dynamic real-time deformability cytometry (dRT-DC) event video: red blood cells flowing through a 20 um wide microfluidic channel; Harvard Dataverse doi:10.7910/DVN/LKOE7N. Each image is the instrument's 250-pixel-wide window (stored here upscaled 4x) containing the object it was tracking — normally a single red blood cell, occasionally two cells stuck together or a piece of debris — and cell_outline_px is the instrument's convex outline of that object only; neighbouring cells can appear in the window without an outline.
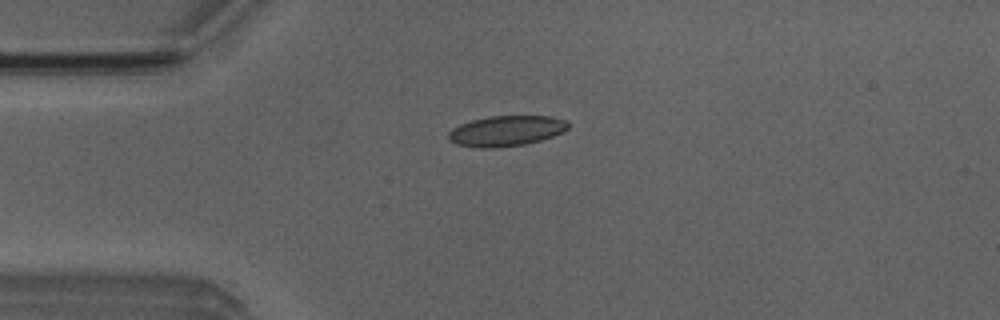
{"species": "Egyptian fruit bat (a non-hibernating species)", "species_latin": "Rousettus aegyptiacus", "temperature_condition": "room temperature", "stored_images_in_passage": 40, "camera_frame_rate_fps": 3000, "um_per_image_px": 0.085, "animal": {"sex": "male"}, "frame": {"image": 1, "passage_image": 1, "time_ms": 0.0, "image_size_px": [1000, 320], "cell_outline_px": [[568, 128], [564, 132], [540, 140], [524, 144], [496, 148], [480, 148], [456, 144], [448, 140], [448, 132], [452, 128], [460, 124], [472, 120], [488, 116], [552, 116], [568, 120]], "centroid_in_image_um": [43.02, 11.12], "position_along_channel_um": 42.0, "area_um2": 21.39}}
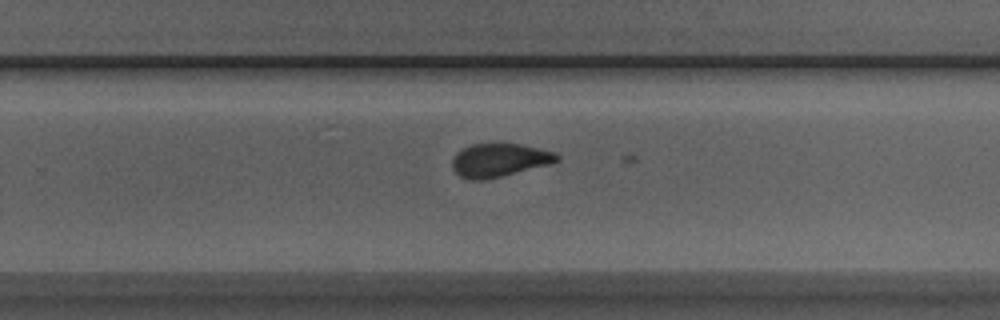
{"frame": {"image": 2, "passage_image": 21, "time_ms": 6.667, "image_size_px": [1000, 320], "cell_outline_px": [[560, 160], [552, 164], [484, 180], [472, 180], [460, 176], [452, 168], [452, 160], [456, 152], [472, 144], [520, 144], [556, 152], [560, 156]], "centroid_in_image_um": [42.47, 13.61], "position_along_channel_um": 287.3, "area_um2": 20.35}}
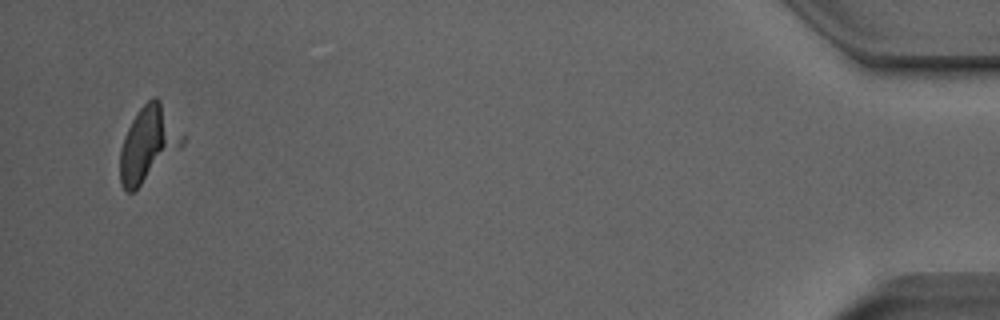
{"frame": {"image": 3, "passage_image": 38, "time_ms": 12.333, "image_size_px": [1000, 320], "cell_outline_px": [[184, 144], [180, 148], [132, 192], [128, 192], [124, 188], [120, 180], [120, 148], [124, 136], [132, 120], [140, 108], [152, 96], [156, 96], [160, 100], [184, 136]], "centroid_in_image_um": [12.58, 12.2], "position_along_channel_um": 422.6, "area_um2": 26.53}}